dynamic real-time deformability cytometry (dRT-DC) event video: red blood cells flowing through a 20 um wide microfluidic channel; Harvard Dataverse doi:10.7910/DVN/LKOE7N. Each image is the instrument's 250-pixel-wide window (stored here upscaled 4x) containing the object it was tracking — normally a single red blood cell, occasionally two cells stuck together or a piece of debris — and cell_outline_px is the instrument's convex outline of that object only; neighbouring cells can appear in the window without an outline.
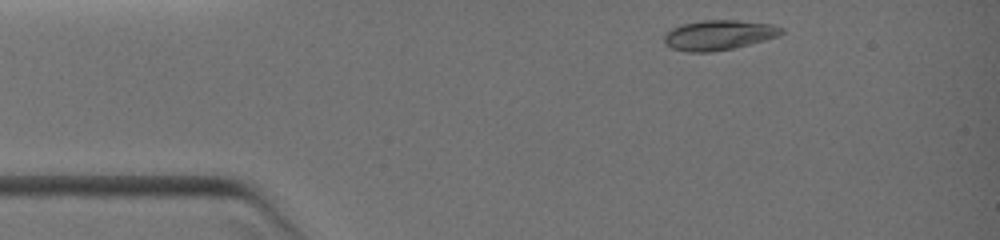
{"species": "common noctule bat (a hibernating species)", "species_latin": "Nyctalus noctula", "temperature_condition": "warm", "stored_images_in_passage": 25, "camera_frame_rate_fps": 3000, "um_per_image_px": 0.085, "animal": {"sex": "female", "body_mass_g": 19.0, "forearm_length_mm": 51.5}, "frame": {"image": 1, "passage_image": 1, "time_ms": 0.0, "image_size_px": [1000, 240], "cell_outline_px": [[784, 32], [780, 36], [732, 48], [712, 52], [688, 52], [672, 48], [664, 44], [664, 36], [672, 28], [680, 24], [700, 20], [736, 20], [772, 24], [784, 28]], "centroid_in_image_um": [61.09, 2.97], "position_along_channel_um": 23.9, "area_um2": 20.52}}
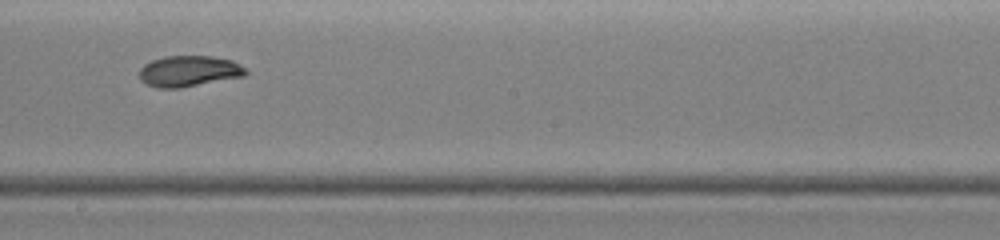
{"frame": {"image": 2, "passage_image": 14, "time_ms": 5.667, "image_size_px": [1000, 240], "cell_outline_px": [[248, 72], [244, 76], [180, 88], [156, 88], [144, 84], [140, 80], [140, 68], [144, 64], [152, 60], [168, 56], [212, 56], [232, 60], [240, 64]], "centroid_in_image_um": [16.04, 6.05], "position_along_channel_um": 232.2, "area_um2": 19.25}}
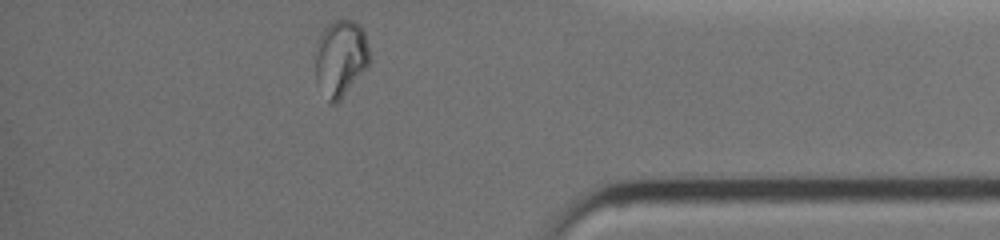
{"frame": {"image": 3, "passage_image": 25, "time_ms": 9.667, "image_size_px": [1000, 240], "cell_outline_px": [[368, 64], [340, 100], [336, 104], [332, 104], [328, 100], [316, 84], [316, 44], [324, 28], [328, 24], [336, 20], [352, 20], [360, 24], [364, 32], [368, 44]], "centroid_in_image_um": [28.92, 4.93], "position_along_channel_um": 406.3, "area_um2": 23.87}}